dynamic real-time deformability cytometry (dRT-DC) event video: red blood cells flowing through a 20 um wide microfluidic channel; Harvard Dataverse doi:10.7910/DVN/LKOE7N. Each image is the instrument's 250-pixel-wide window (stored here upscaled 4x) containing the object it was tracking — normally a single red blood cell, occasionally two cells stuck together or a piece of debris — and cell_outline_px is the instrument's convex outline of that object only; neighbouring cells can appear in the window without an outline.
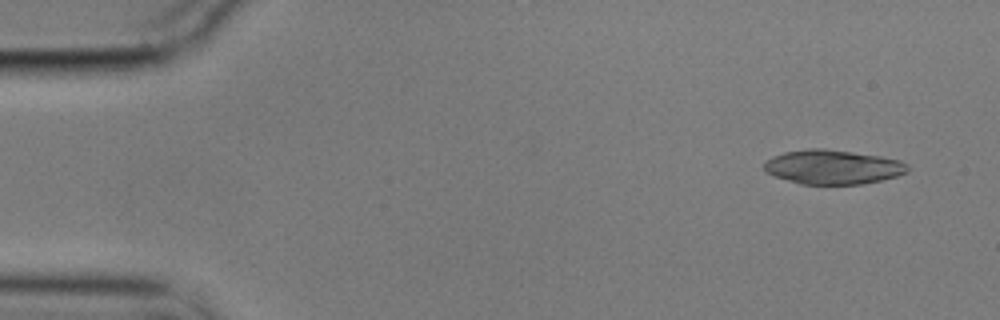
{"species": "common noctule bat (a hibernating species)", "species_latin": "Nyctalus noctula", "temperature_condition": "cold", "stored_images_in_passage": 53, "camera_frame_rate_fps": 3000, "um_per_image_px": 0.085, "animal": {"sex": "male", "body_mass_g": 17.9}, "frame": {"image": 1, "passage_image": 1, "time_ms": 0.0, "image_size_px": [1000, 320], "cell_outline_px": [[908, 172], [896, 176], [864, 184], [800, 184], [764, 172], [764, 160], [772, 156], [784, 152], [808, 148], [824, 148], [880, 156], [900, 160], [908, 164]], "centroid_in_image_um": [70.77, 14.19], "position_along_channel_um": 14.2, "area_um2": 28.78}}